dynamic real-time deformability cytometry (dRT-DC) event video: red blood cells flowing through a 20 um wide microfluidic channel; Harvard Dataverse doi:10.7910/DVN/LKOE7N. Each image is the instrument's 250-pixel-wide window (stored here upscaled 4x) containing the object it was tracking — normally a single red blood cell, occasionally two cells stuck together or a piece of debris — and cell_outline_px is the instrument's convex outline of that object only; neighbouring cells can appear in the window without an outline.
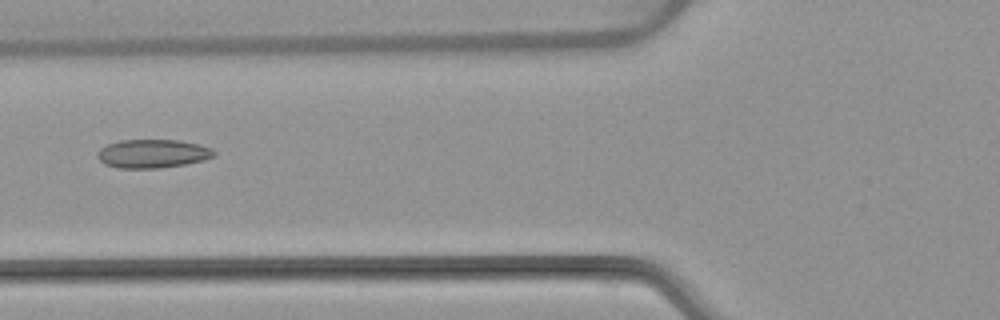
{"species": "common noctule bat (a hibernating species)", "species_latin": "Nyctalus noctula", "temperature_condition": "warm", "stored_images_in_passage": 6, "camera_frame_rate_fps": 3000, "um_per_image_px": 0.085, "animal": {"sex": "female", "body_mass_g": 22.7, "forearm_length_mm": 54.2}, "frame": {"image": 1, "passage_image": 6, "time_ms": 6.0, "image_size_px": [1000, 320], "cell_outline_px": [[216, 152], [212, 156], [204, 160], [184, 164], [160, 168], [120, 168], [104, 164], [96, 156], [100, 148], [108, 144], [120, 140], [180, 140], [200, 144], [212, 148]], "centroid_in_image_um": [12.97, 13.05], "position_along_channel_um": 112.8, "area_um2": 19.42}}